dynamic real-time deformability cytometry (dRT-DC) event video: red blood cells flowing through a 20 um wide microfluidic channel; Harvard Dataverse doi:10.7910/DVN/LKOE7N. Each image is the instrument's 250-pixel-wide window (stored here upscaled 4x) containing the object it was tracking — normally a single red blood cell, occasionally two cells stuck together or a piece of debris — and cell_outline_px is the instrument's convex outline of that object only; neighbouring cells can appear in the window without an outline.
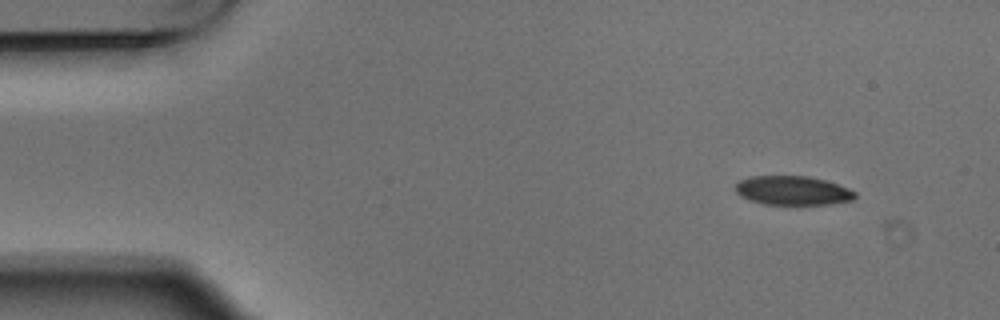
{"species": "Egyptian fruit bat (a non-hibernating species)", "species_latin": "Rousettus aegyptiacus", "temperature_condition": "warm", "stored_images_in_passage": 4, "camera_frame_rate_fps": 3000, "um_per_image_px": 0.085, "animal": {"sex": "male"}, "frame": {"image": 1, "passage_image": 1, "time_ms": 0.0, "image_size_px": [1000, 320], "cell_outline_px": [[856, 196], [852, 200], [828, 204], [764, 204], [748, 200], [740, 196], [736, 192], [736, 184], [740, 180], [748, 176], [808, 176], [824, 180], [848, 188], [856, 192]], "centroid_in_image_um": [67.35, 16.19], "position_along_channel_um": 17.7, "area_um2": 20.17}}
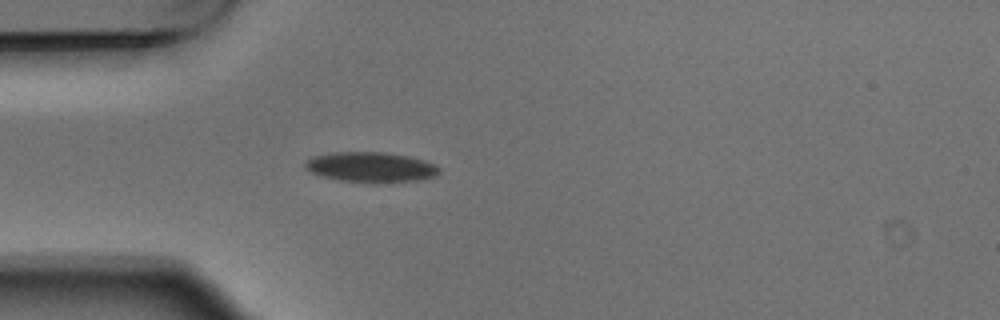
{"frame": {"image": 2, "passage_image": 4, "time_ms": 1.0, "image_size_px": [1000, 320], "cell_outline_px": [[440, 172], [436, 176], [416, 180], [340, 180], [324, 176], [312, 172], [304, 168], [304, 164], [312, 156], [332, 152], [384, 152], [408, 156], [424, 160], [436, 164], [440, 168]], "centroid_in_image_um": [31.52, 14.15], "position_along_channel_um": 53.5, "area_um2": 22.66}}